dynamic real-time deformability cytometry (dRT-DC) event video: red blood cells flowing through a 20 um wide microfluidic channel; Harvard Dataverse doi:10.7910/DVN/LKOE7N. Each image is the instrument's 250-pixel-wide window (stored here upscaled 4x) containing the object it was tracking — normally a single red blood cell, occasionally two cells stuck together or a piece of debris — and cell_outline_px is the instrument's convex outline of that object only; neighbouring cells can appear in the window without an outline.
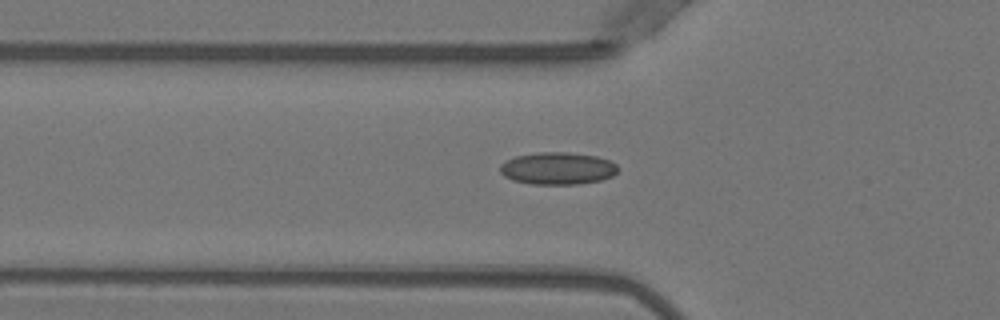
{"species": "Egyptian fruit bat (a non-hibernating species)", "species_latin": "Rousettus aegyptiacus", "temperature_condition": "warm", "stored_images_in_passage": 38, "camera_frame_rate_fps": 3000, "um_per_image_px": 0.085, "animal": {"sex": "female"}, "frame": {"image": 1, "passage_image": 7, "time_ms": 2.0, "image_size_px": [1000, 320], "cell_outline_px": [[616, 172], [612, 176], [600, 180], [580, 184], [532, 184], [512, 180], [504, 176], [500, 172], [500, 164], [504, 160], [516, 156], [540, 152], [568, 152], [596, 156], [608, 160], [616, 164]], "centroid_in_image_um": [47.35, 14.31], "position_along_channel_um": 78.4, "area_um2": 22.14}}
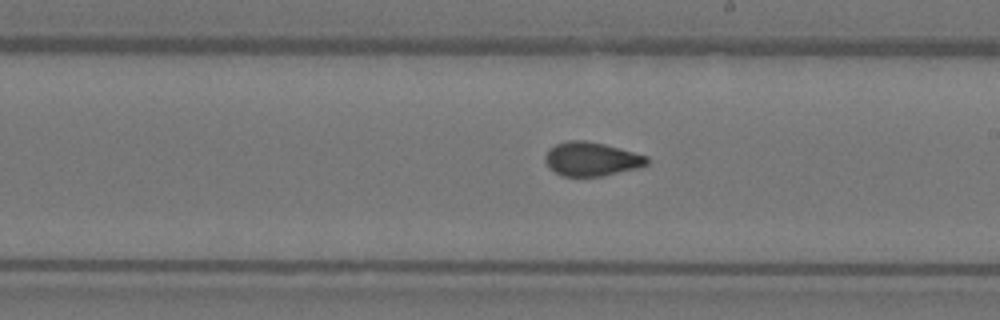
{"frame": {"image": 2, "passage_image": 19, "time_ms": 6.0, "image_size_px": [1000, 320], "cell_outline_px": [[648, 164], [640, 168], [600, 176], [560, 176], [548, 168], [544, 160], [544, 156], [548, 148], [556, 144], [568, 140], [584, 140], [604, 144], [648, 156]], "centroid_in_image_um": [50.24, 13.52], "position_along_channel_um": 238.8, "area_um2": 20.29}}
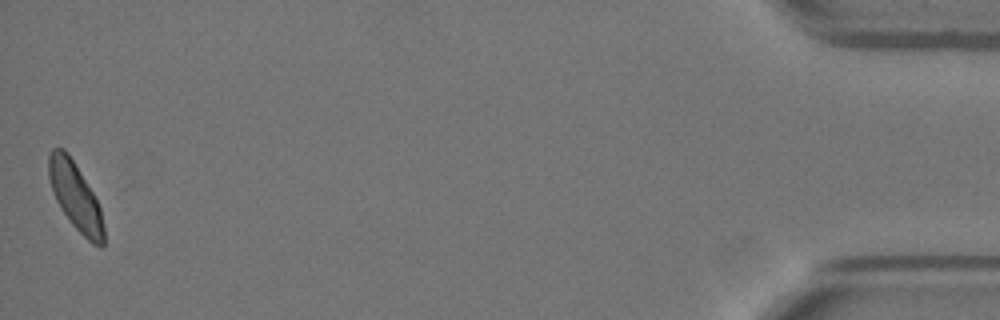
{"frame": {"image": 3, "passage_image": 38, "time_ms": 12.333, "image_size_px": [1000, 320], "cell_outline_px": [[104, 248], [100, 248], [92, 244], [72, 224], [60, 208], [52, 192], [48, 176], [48, 156], [52, 148], [64, 148], [68, 152], [92, 192], [100, 208], [104, 228]], "centroid_in_image_um": [6.4, 16.7], "position_along_channel_um": 428.8, "area_um2": 21.56}, "authors_computed_cell_mechanics": {"area_um2": 20.519, "velocity_mm_per_s": 3.9766, "shape_relaxation_time_tau1_ms": 6.506, "shape_relaxation_time_tau2_ms": 1.0106, "deformation_change_tau1": 0.1172, "deformation_change_tau2": 0.0695}}